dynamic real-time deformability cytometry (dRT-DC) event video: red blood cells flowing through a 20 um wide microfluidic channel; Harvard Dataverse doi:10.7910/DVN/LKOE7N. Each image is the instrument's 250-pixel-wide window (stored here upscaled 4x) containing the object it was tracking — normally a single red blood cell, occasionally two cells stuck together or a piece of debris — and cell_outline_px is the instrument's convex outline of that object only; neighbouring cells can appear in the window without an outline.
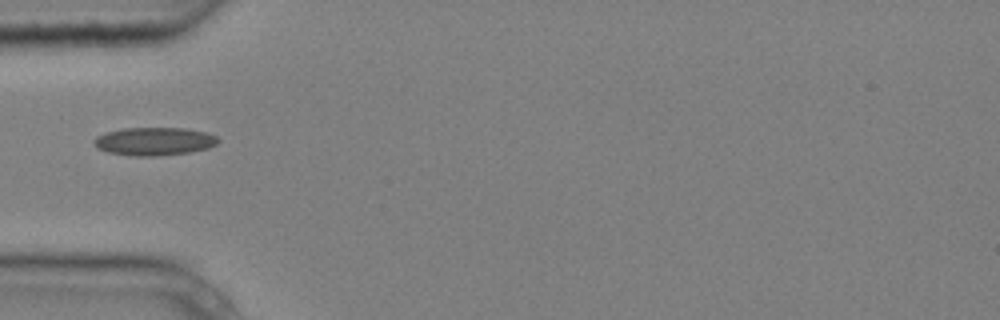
{"species": "common noctule bat (a hibernating species)", "species_latin": "Nyctalus noctula", "temperature_condition": "cold", "stored_images_in_passage": 4, "camera_frame_rate_fps": 3000, "um_per_image_px": 0.085, "animal": {"sex": "male", "body_mass_g": 20.4}, "frame": {"image": 1, "passage_image": 3, "time_ms": 0.667, "image_size_px": [1000, 320], "cell_outline_px": [[220, 140], [216, 144], [208, 148], [188, 152], [156, 156], [136, 156], [108, 152], [96, 148], [92, 144], [92, 140], [96, 136], [108, 132], [124, 128], [184, 128], [208, 132], [216, 136]], "centroid_in_image_um": [13.1, 12.01], "position_along_channel_um": 71.9, "area_um2": 20.35}}
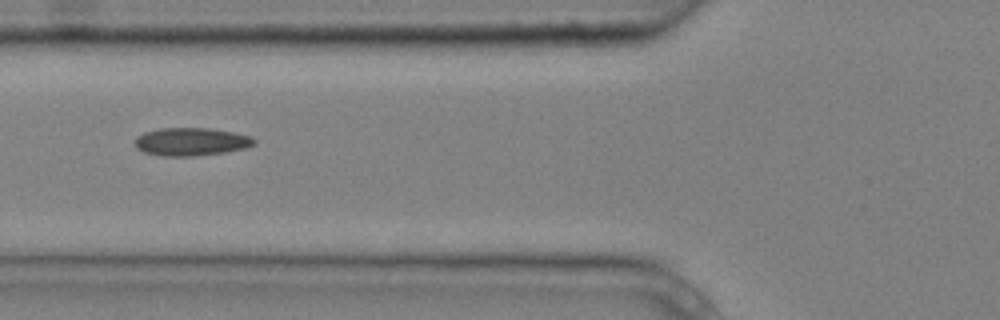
{"frame": {"image": 2, "passage_image": 4, "time_ms": 1.0, "image_size_px": [1000, 320], "cell_outline_px": [[256, 144], [244, 148], [224, 152], [196, 156], [160, 156], [144, 152], [136, 148], [136, 136], [144, 132], [160, 128], [208, 128], [232, 132], [252, 136], [256, 140]], "centroid_in_image_um": [16.24, 12.04], "position_along_channel_um": 109.6, "area_um2": 19.48}}